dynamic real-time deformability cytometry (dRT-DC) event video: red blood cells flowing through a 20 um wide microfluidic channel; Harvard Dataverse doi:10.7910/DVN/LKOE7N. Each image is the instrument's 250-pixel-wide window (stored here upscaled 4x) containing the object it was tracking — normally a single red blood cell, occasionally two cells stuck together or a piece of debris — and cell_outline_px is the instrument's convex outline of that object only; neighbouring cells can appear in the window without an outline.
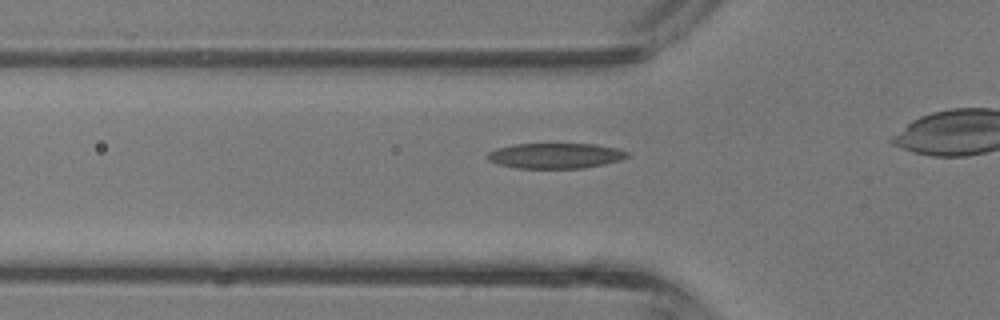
{"species": "common noctule bat (a hibernating species)", "species_latin": "Nyctalus noctula", "temperature_condition": "room temperature", "stored_images_in_passage": 25, "camera_frame_rate_fps": 3000, "um_per_image_px": 0.085, "animal": {"sex": "male", "body_mass_g": 13.3}, "frame": {"image": 1, "passage_image": 5, "time_ms": 1.333, "image_size_px": [1000, 320], "cell_outline_px": [[632, 156], [620, 160], [604, 164], [580, 168], [516, 168], [500, 164], [488, 160], [484, 156], [488, 152], [496, 148], [512, 144], [596, 144], [616, 148], [628, 152]], "centroid_in_image_um": [47.2, 13.23], "position_along_channel_um": 78.6, "area_um2": 20.75}}
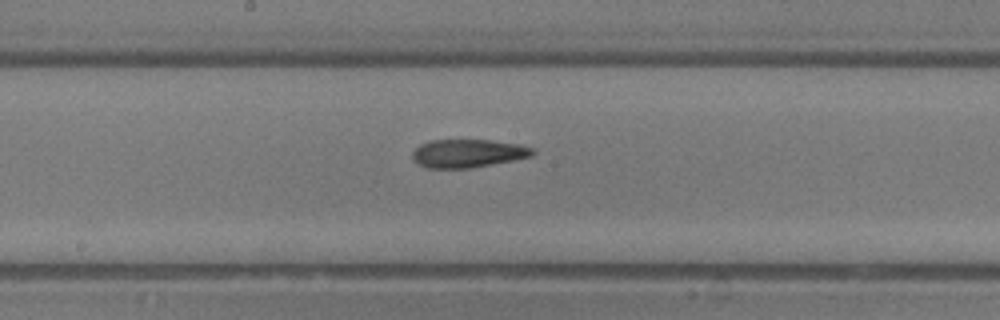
{"frame": {"image": 2, "passage_image": 13, "time_ms": 4.0, "image_size_px": [1000, 320], "cell_outline_px": [[536, 152], [532, 156], [512, 160], [468, 168], [424, 168], [412, 156], [412, 152], [420, 144], [432, 140], [488, 140], [520, 144], [532, 148]], "centroid_in_image_um": [39.77, 13.03], "position_along_channel_um": 208.4, "area_um2": 19.54}}
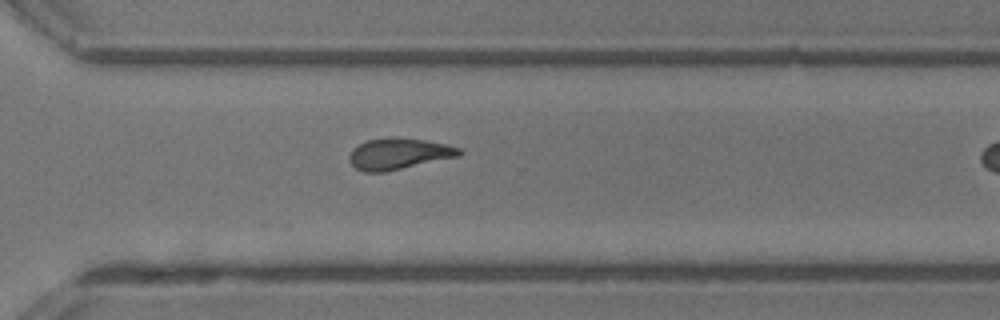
{"frame": {"image": 3, "passage_image": 21, "time_ms": 6.667, "image_size_px": [1000, 320], "cell_outline_px": [[464, 152], [460, 156], [384, 172], [364, 172], [356, 168], [348, 160], [348, 156], [352, 148], [368, 140], [396, 136], [424, 140], [444, 144], [460, 148]], "centroid_in_image_um": [33.88, 13.07], "position_along_channel_um": 336.7, "area_um2": 20.06}}